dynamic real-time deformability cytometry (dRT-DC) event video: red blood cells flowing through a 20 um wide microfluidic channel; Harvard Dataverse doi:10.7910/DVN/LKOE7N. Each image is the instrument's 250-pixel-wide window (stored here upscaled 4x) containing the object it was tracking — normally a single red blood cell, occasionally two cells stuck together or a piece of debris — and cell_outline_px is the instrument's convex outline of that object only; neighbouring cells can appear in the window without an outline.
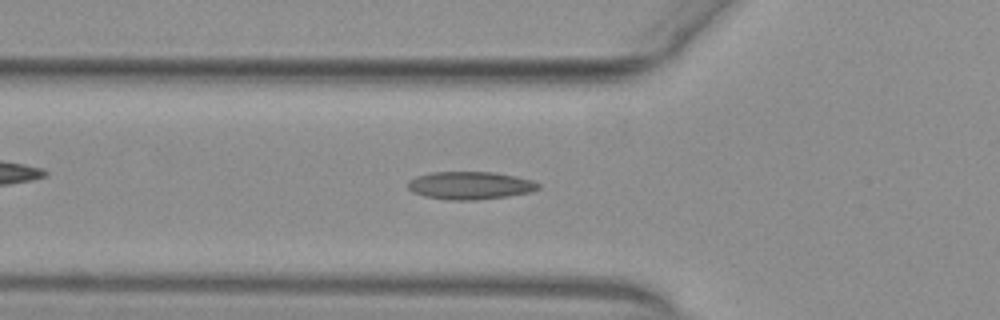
{"species": "common noctule bat (a hibernating species)", "species_latin": "Nyctalus noctula", "temperature_condition": "warm", "stored_images_in_passage": 39, "camera_frame_rate_fps": 3000, "um_per_image_px": 0.085, "animal": {"sex": "female", "body_mass_g": 29.2, "forearm_length_mm": 56.3}, "frame": {"image": 1, "passage_image": 5, "time_ms": 1.333, "image_size_px": [1000, 320], "cell_outline_px": [[540, 188], [532, 192], [508, 196], [476, 200], [448, 200], [424, 196], [412, 192], [408, 188], [408, 180], [416, 176], [432, 172], [492, 172], [516, 176], [532, 180], [540, 184]], "centroid_in_image_um": [39.96, 15.77], "position_along_channel_um": 85.8, "area_um2": 21.27}}
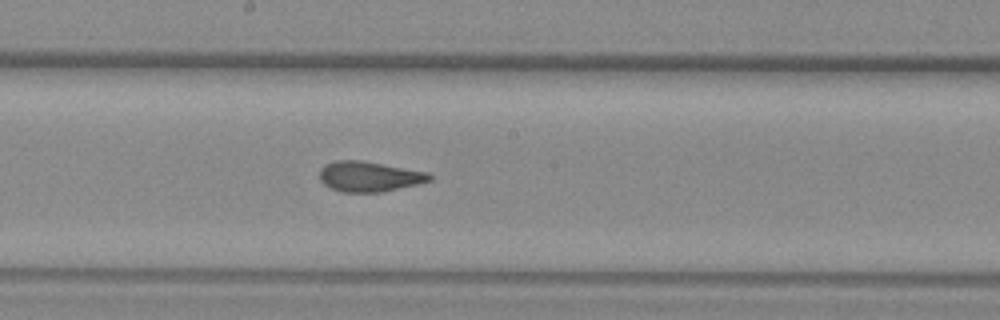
{"frame": {"image": 2, "passage_image": 15, "time_ms": 4.667, "image_size_px": [1000, 320], "cell_outline_px": [[432, 180], [384, 192], [340, 192], [324, 184], [320, 180], [320, 168], [324, 164], [336, 160], [364, 160], [428, 172], [432, 176]], "centroid_in_image_um": [31.37, 14.99], "position_along_channel_um": 216.8, "area_um2": 19.54}}
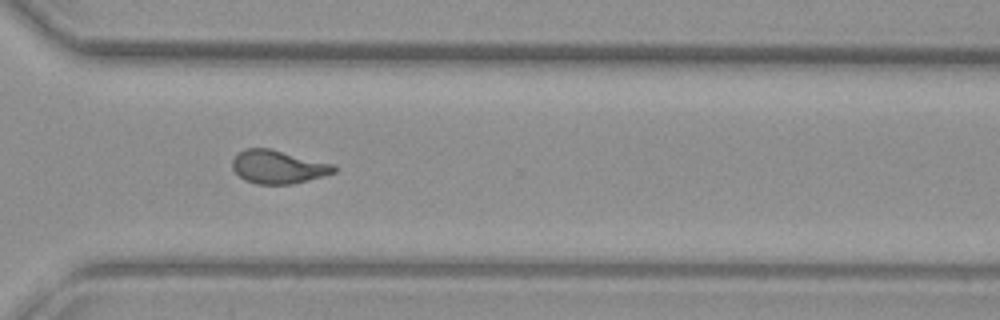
{"frame": {"image": 3, "passage_image": 25, "time_ms": 8.0, "image_size_px": [1000, 320], "cell_outline_px": [[336, 172], [324, 176], [292, 184], [256, 184], [244, 180], [232, 168], [232, 160], [244, 148], [268, 148], [336, 164]], "centroid_in_image_um": [23.66, 14.19], "position_along_channel_um": 346.9, "area_um2": 19.77}, "authors_computed_cell_mechanics": {"area_um2": 19.5942, "velocity_mm_per_s": 3.9156, "shape_relaxation_time_tau1_ms": 8.8913, "shape_relaxation_time_tau2_ms": 1.4818, "deformation_change_tau1": 0.2432, "deformation_change_tau2": 0.0859}}